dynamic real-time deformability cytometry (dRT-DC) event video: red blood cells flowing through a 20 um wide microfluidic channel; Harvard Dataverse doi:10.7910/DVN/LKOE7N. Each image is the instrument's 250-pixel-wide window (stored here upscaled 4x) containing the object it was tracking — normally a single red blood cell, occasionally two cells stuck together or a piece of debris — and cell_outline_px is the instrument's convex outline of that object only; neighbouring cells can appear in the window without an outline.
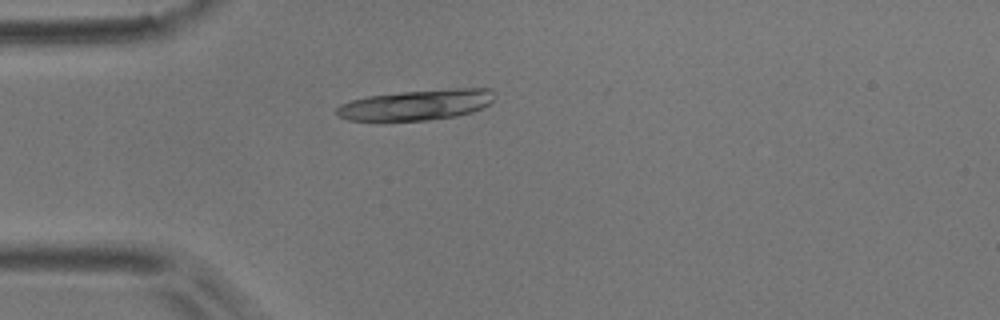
{"species": "common noctule bat (a hibernating species)", "species_latin": "Nyctalus noctula", "temperature_condition": "room temperature", "stored_images_in_passage": 32, "camera_frame_rate_fps": 3000, "um_per_image_px": 0.085, "animal": {"sex": "male", "body_mass_g": 17.9}, "frame": {"image": 1, "passage_image": 1, "time_ms": 0.0, "image_size_px": [1000, 320], "cell_outline_px": [[496, 96], [488, 104], [472, 112], [456, 116], [428, 120], [380, 124], [348, 120], [336, 116], [336, 108], [340, 104], [352, 100], [368, 96], [404, 92], [456, 88], [492, 88], [496, 92]], "centroid_in_image_um": [35.32, 8.96], "position_along_channel_um": 49.7, "area_um2": 29.07}, "authors_computed_cell_mechanics": {"area_um2": 16.762, "velocity_mm_per_s": 3.7716, "shape_relaxation_time_tau1_ms": null, "shape_relaxation_time_tau2_ms": 2.5486, "deformation_change_tau1": null, "deformation_change_tau2": 0.0762}}